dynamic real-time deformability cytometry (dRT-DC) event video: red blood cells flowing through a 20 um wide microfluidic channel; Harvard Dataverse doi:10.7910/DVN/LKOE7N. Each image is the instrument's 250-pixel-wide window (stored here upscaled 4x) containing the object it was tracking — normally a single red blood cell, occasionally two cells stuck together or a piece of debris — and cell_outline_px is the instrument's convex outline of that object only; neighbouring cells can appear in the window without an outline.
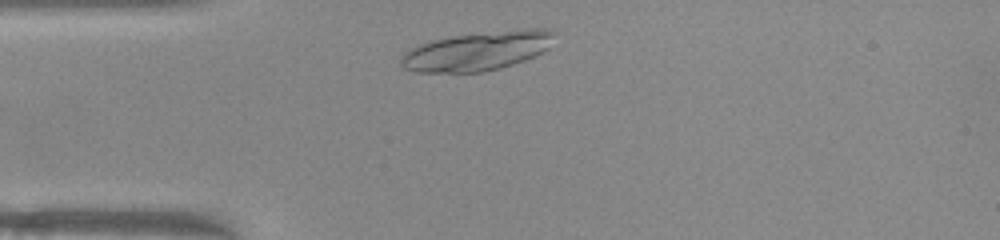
{"species": "common noctule bat (a hibernating species)", "species_latin": "Nyctalus noctula", "temperature_condition": "warm", "stored_images_in_passage": 32, "camera_frame_rate_fps": 3000, "um_per_image_px": 0.085, "animal": {"sex": "female", "body_mass_g": 22.0, "forearm_length_mm": 56.7}, "frame": {"image": 1, "passage_image": 3, "time_ms": 0.667, "image_size_px": [1000, 240], "cell_outline_px": [[552, 32], [548, 48], [544, 52], [536, 56], [500, 68], [480, 72], [416, 72], [404, 68], [400, 64], [400, 60], [404, 52], [420, 44], [432, 40], [452, 36], [528, 28], [540, 28]], "centroid_in_image_um": [40.52, 4.35], "position_along_channel_um": 44.5, "area_um2": 34.33}}
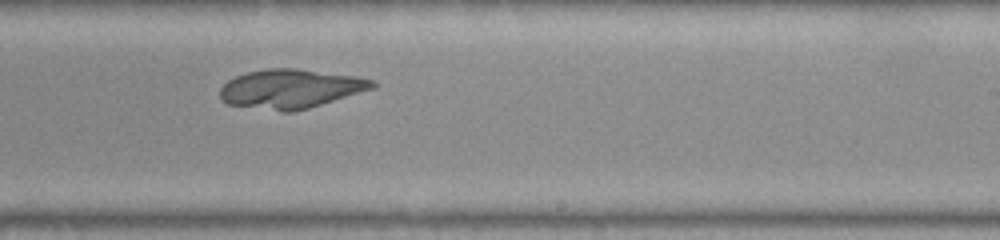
{"frame": {"image": 2, "passage_image": 21, "time_ms": 6.667, "image_size_px": [1000, 240], "cell_outline_px": [[376, 88], [308, 108], [292, 112], [280, 112], [228, 104], [220, 100], [220, 88], [228, 80], [236, 76], [248, 72], [268, 68], [296, 68], [356, 76], [372, 80], [376, 84]], "centroid_in_image_um": [24.69, 7.55], "position_along_channel_um": 264.3, "area_um2": 34.8}}
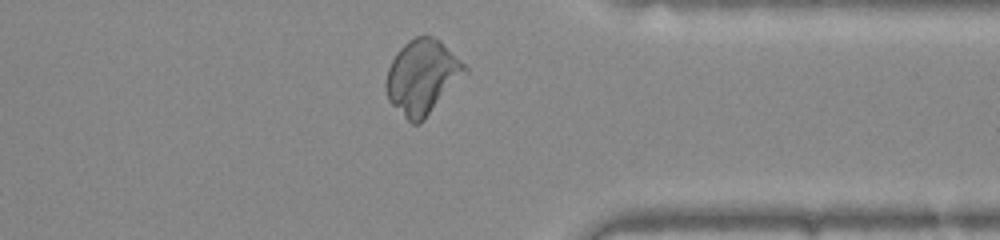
{"frame": {"image": 3, "passage_image": 30, "time_ms": 9.667, "image_size_px": [1000, 240], "cell_outline_px": [[468, 72], [424, 120], [420, 124], [412, 124], [388, 100], [384, 88], [384, 84], [388, 68], [396, 52], [408, 40], [416, 36], [436, 36], [468, 68]], "centroid_in_image_um": [35.88, 6.54], "position_along_channel_um": 375.5, "area_um2": 34.28}}